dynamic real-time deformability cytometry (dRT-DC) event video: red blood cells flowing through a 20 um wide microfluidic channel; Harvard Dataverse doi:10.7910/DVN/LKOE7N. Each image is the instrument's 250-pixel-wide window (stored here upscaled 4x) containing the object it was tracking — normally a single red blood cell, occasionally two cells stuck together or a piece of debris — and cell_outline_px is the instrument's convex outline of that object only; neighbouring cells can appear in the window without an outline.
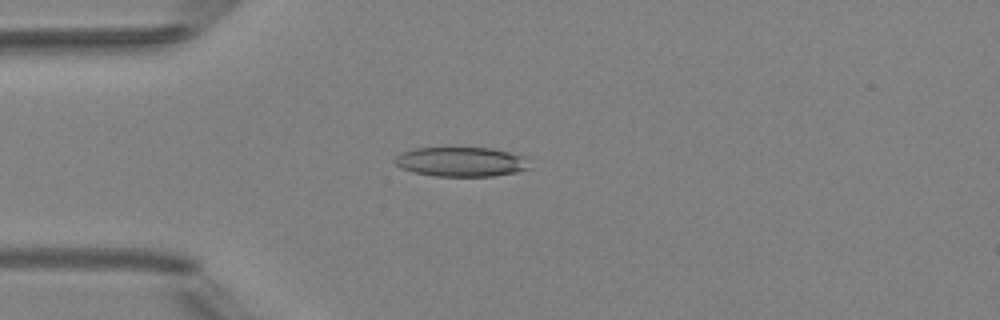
{"species": "Egyptian fruit bat (a non-hibernating species)", "species_latin": "Rousettus aegyptiacus", "temperature_condition": "room temperature", "stored_images_in_passage": 4, "camera_frame_rate_fps": 3000, "um_per_image_px": 0.085, "animal": {"sex": "female"}, "frame": {"image": 1, "passage_image": 4, "time_ms": 3.333, "image_size_px": [1000, 320], "cell_outline_px": [[532, 168], [516, 172], [492, 176], [436, 176], [412, 172], [400, 168], [392, 160], [400, 152], [412, 148], [492, 148], [532, 156]], "centroid_in_image_um": [39.29, 13.74], "position_along_channel_um": 45.7, "area_um2": 23.93}}